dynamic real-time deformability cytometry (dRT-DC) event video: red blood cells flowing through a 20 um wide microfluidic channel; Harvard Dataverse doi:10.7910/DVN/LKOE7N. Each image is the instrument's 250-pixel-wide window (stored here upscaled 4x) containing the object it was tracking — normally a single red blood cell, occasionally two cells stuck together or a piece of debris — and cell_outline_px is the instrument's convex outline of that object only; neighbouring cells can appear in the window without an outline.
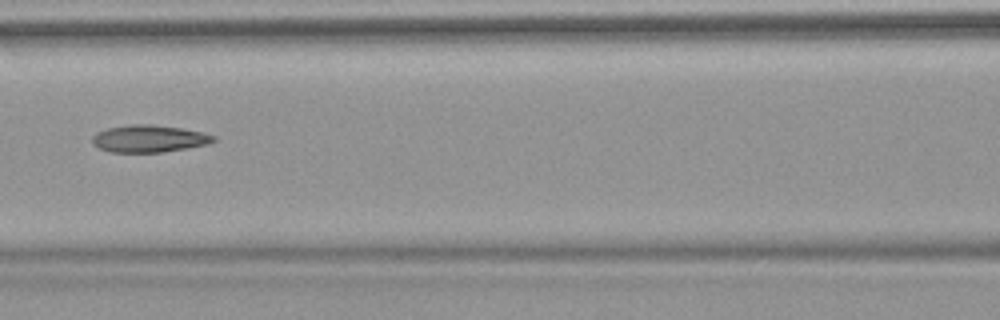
{"species": "common noctule bat (a hibernating species)", "species_latin": "Nyctalus noctula", "temperature_condition": "warm", "stored_images_in_passage": 6, "camera_frame_rate_fps": 3000, "um_per_image_px": 0.085, "animal": {"sex": "female", "body_mass_g": 18.4}, "frame": {"image": 1, "passage_image": 6, "time_ms": 7.0, "image_size_px": [1000, 320], "cell_outline_px": [[216, 140], [208, 144], [164, 152], [112, 152], [100, 148], [92, 144], [92, 136], [96, 132], [108, 128], [132, 124], [152, 124], [180, 128], [204, 132], [216, 136]], "centroid_in_image_um": [12.68, 11.78], "position_along_channel_um": 153.9, "area_um2": 19.25}}